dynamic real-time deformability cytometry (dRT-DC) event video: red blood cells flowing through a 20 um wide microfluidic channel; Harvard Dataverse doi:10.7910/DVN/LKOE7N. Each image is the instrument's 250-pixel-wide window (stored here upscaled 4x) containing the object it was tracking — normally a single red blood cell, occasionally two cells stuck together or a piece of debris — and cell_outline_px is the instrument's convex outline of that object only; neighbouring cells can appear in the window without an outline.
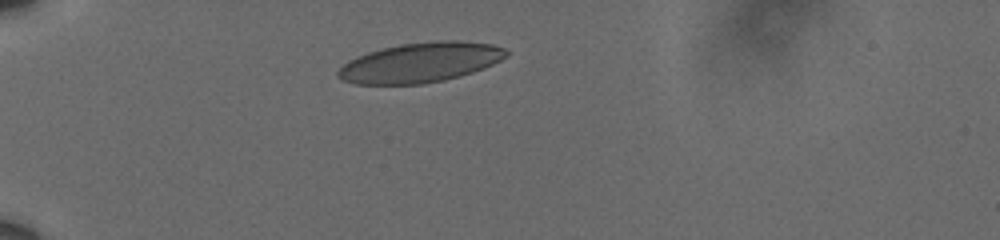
{"species": "human", "species_latin": "Homo sapiens", "temperature_condition": "cold", "stored_images_in_passage": 29, "camera_frame_rate_fps": 3000, "um_per_image_px": 0.085, "donor": {"sex": "male"}, "frame": {"image": 1, "passage_image": 1, "time_ms": 0.0, "image_size_px": [1000, 240], "cell_outline_px": [[508, 56], [484, 68], [472, 72], [444, 80], [420, 84], [356, 84], [344, 80], [336, 76], [336, 72], [348, 60], [356, 56], [368, 52], [400, 44], [436, 40], [460, 40], [492, 44], [504, 48], [508, 52]], "centroid_in_image_um": [35.73, 5.3], "position_along_channel_um": 49.3, "area_um2": 39.02}}
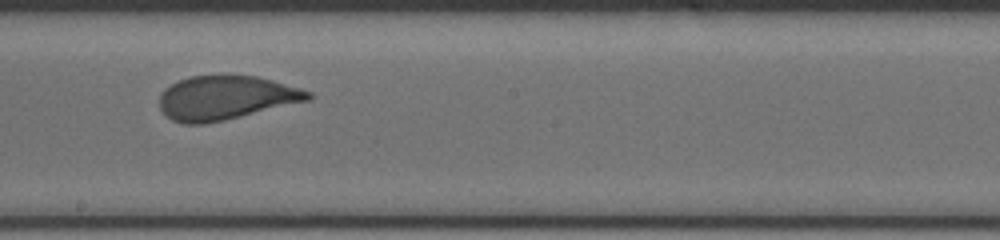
{"frame": {"image": 2, "passage_image": 16, "time_ms": 5.0, "image_size_px": [1000, 240], "cell_outline_px": [[312, 100], [224, 120], [204, 124], [184, 124], [172, 120], [164, 116], [160, 108], [160, 92], [164, 88], [188, 76], [220, 72], [224, 72], [256, 76], [272, 80], [300, 88], [312, 92]], "centroid_in_image_um": [19.18, 8.27], "position_along_channel_um": 229.0, "area_um2": 39.19}}
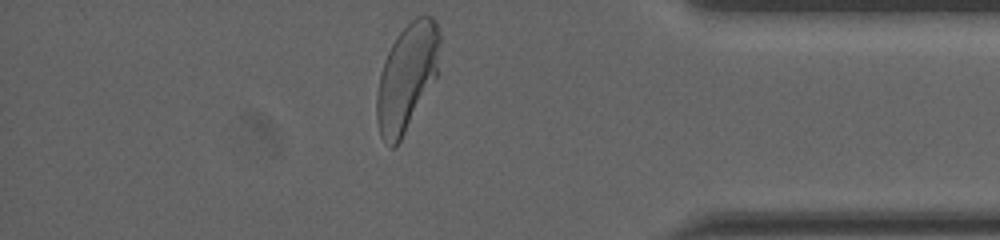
{"frame": {"image": 3, "passage_image": 29, "time_ms": 9.333, "image_size_px": [1000, 240], "cell_outline_px": [[440, 40], [436, 76], [396, 148], [392, 148], [380, 136], [376, 120], [376, 96], [380, 72], [384, 60], [396, 36], [416, 16], [424, 12], [432, 16], [440, 32]], "centroid_in_image_um": [34.56, 6.54], "position_along_channel_um": 400.6, "area_um2": 39.07}, "authors_computed_cell_mechanics": {"area_um2": 39.0728, "velocity_mm_per_s": 3.6395, "shape_relaxation_time_tau1_ms": 2.6619, "shape_relaxation_time_tau2_ms": null, "deformation_change_tau1": 0.1488, "deformation_change_tau2": null}}